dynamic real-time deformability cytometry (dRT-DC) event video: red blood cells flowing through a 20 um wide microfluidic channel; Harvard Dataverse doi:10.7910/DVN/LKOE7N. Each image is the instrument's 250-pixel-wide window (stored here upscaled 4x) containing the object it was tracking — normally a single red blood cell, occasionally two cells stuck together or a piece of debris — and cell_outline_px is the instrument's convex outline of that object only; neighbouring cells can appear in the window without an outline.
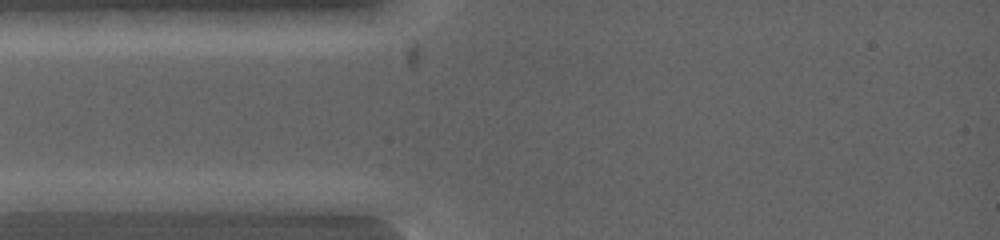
{"species": "common noctule bat (a hibernating species)", "species_latin": "Nyctalus noctula", "temperature_condition": "warm", "stored_images_in_passage": 4, "camera_frame_rate_fps": 5000, "um_per_image_px": 0.085, "animal": {"sex": "female", "body_mass_g": 19.0, "forearm_length_mm": 53.3}, "frame": {"image": 1, "passage_image": 1, "time_ms": 0.0, "image_size_px": [1000, 240], "cell_outline_px": [[140, 200], [92, 212], [36, 212], [16, 200], [16, 192], [100, 192]], "centroid_in_image_um": [5.99, 17.11], "position_along_channel_um": 79.0, "area_um2": 13.81}}